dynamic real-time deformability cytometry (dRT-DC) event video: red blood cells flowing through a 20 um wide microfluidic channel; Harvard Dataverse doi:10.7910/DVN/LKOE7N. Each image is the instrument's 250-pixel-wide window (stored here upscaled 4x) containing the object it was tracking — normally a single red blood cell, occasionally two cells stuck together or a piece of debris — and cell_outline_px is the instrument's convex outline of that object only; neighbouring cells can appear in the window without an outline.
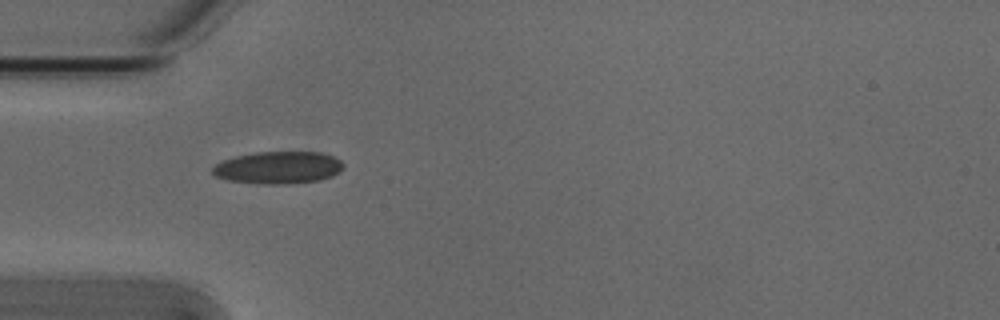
{"species": "Egyptian fruit bat (a non-hibernating species)", "species_latin": "Rousettus aegyptiacus", "temperature_condition": "cold", "stored_images_in_passage": 5, "camera_frame_rate_fps": 3000, "um_per_image_px": 0.085, "animal": {"sex": "male"}, "frame": {"image": 1, "passage_image": 1, "time_ms": 0.0, "image_size_px": [1000, 320], "cell_outline_px": [[344, 168], [340, 172], [332, 176], [320, 180], [284, 184], [256, 184], [228, 180], [216, 176], [212, 172], [212, 168], [216, 164], [224, 160], [236, 156], [256, 152], [320, 152], [332, 156], [340, 160], [344, 164]], "centroid_in_image_um": [23.67, 14.25], "position_along_channel_um": 61.3, "area_um2": 24.68}}
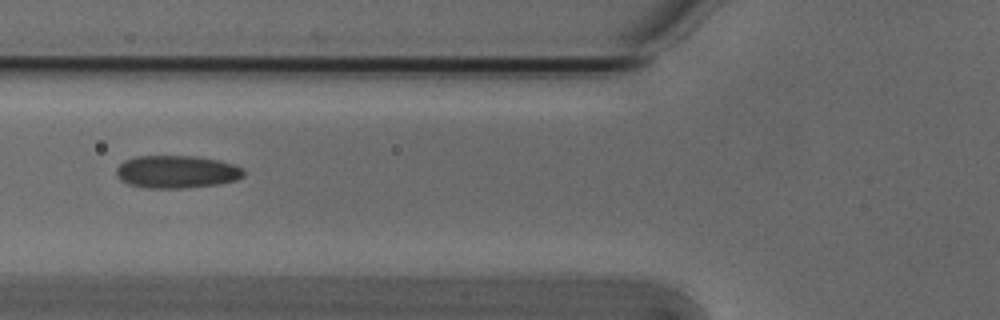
{"frame": {"image": 2, "passage_image": 2, "time_ms": 0.333, "image_size_px": [1000, 320], "cell_outline_px": [[244, 176], [236, 180], [216, 184], [184, 188], [148, 188], [128, 184], [120, 180], [116, 176], [116, 168], [124, 160], [136, 156], [196, 156], [220, 160], [244, 168]], "centroid_in_image_um": [15.0, 14.6], "position_along_channel_um": 110.8, "area_um2": 24.39}}
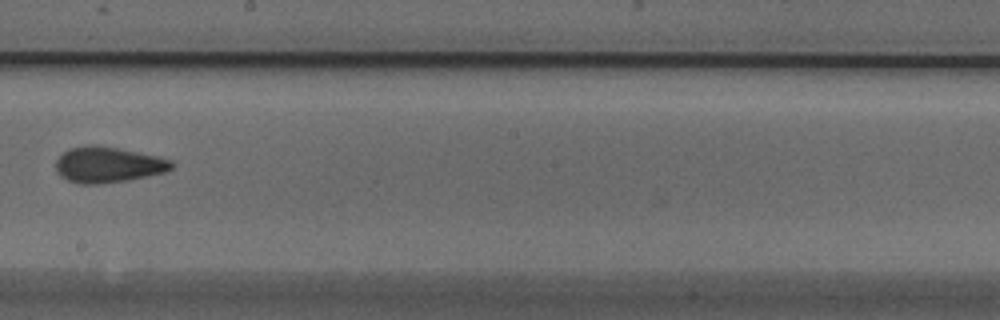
{"frame": {"image": 3, "passage_image": 5, "time_ms": 1.333, "image_size_px": [1000, 320], "cell_outline_px": [[176, 164], [172, 168], [164, 172], [128, 180], [100, 184], [80, 184], [68, 180], [60, 176], [56, 168], [56, 160], [68, 148], [88, 144], [96, 144], [120, 148], [160, 156], [172, 160]], "centroid_in_image_um": [9.2, 13.98], "position_along_channel_um": 239.0, "area_um2": 24.45}}